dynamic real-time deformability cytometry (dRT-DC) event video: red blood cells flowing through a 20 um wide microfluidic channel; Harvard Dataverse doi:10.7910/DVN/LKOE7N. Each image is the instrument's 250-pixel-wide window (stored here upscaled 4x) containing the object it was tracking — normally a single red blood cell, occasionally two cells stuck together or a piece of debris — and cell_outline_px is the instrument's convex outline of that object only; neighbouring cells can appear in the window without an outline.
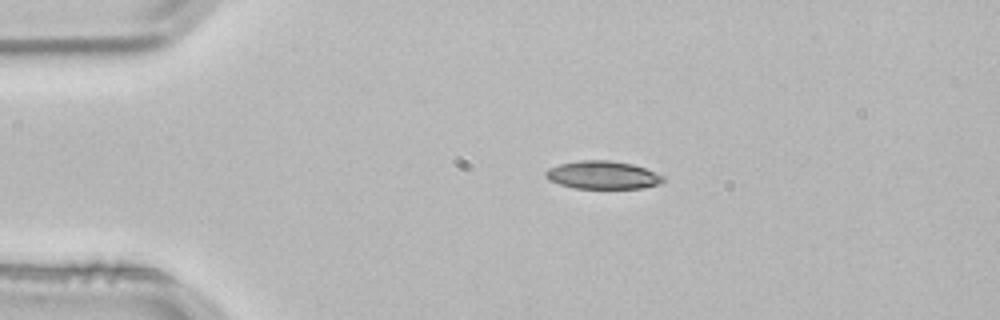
{"species": "common noctule bat (a hibernating species)", "species_latin": "Nyctalus noctula", "temperature_condition": "room temperature", "stored_images_in_passage": 2, "camera_frame_rate_fps": 3000, "um_per_image_px": 0.085, "animal": {"sex": "male", "body_mass_g": 21.5, "forearm_length_mm": 52.0}, "frame": {"image": 1, "passage_image": 1, "time_ms": 0.0, "image_size_px": [1000, 320], "cell_outline_px": [[664, 180], [660, 184], [644, 188], [576, 188], [560, 184], [548, 180], [544, 176], [544, 172], [548, 168], [560, 164], [580, 160], [608, 160], [632, 164], [644, 168], [664, 176]], "centroid_in_image_um": [51.21, 14.88], "position_along_channel_um": 33.8, "area_um2": 19.13}}
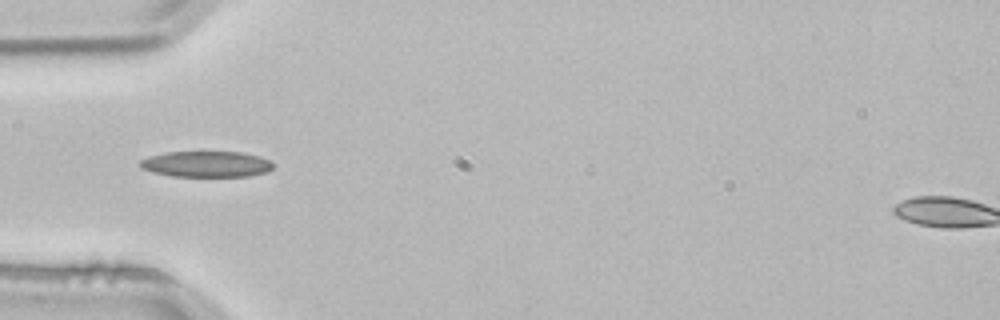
{"frame": {"image": 2, "passage_image": 2, "time_ms": 0.333, "image_size_px": [1000, 320], "cell_outline_px": [[272, 168], [268, 172], [248, 176], [172, 176], [152, 172], [140, 168], [140, 160], [164, 152], [240, 152], [260, 156], [272, 160]], "centroid_in_image_um": [17.57, 13.95], "position_along_channel_um": 67.4, "area_um2": 20.11}}